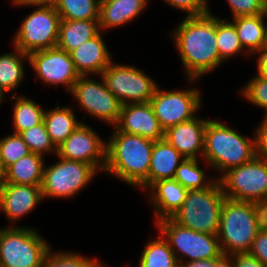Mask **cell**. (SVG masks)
Returning <instances> with one entry per match:
<instances>
[{
	"instance_id": "17",
	"label": "cell",
	"mask_w": 267,
	"mask_h": 267,
	"mask_svg": "<svg viewBox=\"0 0 267 267\" xmlns=\"http://www.w3.org/2000/svg\"><path fill=\"white\" fill-rule=\"evenodd\" d=\"M43 201L41 186L18 185L13 183L0 184V209L15 223L31 213Z\"/></svg>"
},
{
	"instance_id": "7",
	"label": "cell",
	"mask_w": 267,
	"mask_h": 267,
	"mask_svg": "<svg viewBox=\"0 0 267 267\" xmlns=\"http://www.w3.org/2000/svg\"><path fill=\"white\" fill-rule=\"evenodd\" d=\"M168 242L178 263L211 258H228L223 255L217 235L194 231L176 223L172 218L155 222V228Z\"/></svg>"
},
{
	"instance_id": "42",
	"label": "cell",
	"mask_w": 267,
	"mask_h": 267,
	"mask_svg": "<svg viewBox=\"0 0 267 267\" xmlns=\"http://www.w3.org/2000/svg\"><path fill=\"white\" fill-rule=\"evenodd\" d=\"M228 258H211L205 260H193L180 263V267H222Z\"/></svg>"
},
{
	"instance_id": "35",
	"label": "cell",
	"mask_w": 267,
	"mask_h": 267,
	"mask_svg": "<svg viewBox=\"0 0 267 267\" xmlns=\"http://www.w3.org/2000/svg\"><path fill=\"white\" fill-rule=\"evenodd\" d=\"M239 92L246 101L264 109L263 117L267 118V77L255 74Z\"/></svg>"
},
{
	"instance_id": "43",
	"label": "cell",
	"mask_w": 267,
	"mask_h": 267,
	"mask_svg": "<svg viewBox=\"0 0 267 267\" xmlns=\"http://www.w3.org/2000/svg\"><path fill=\"white\" fill-rule=\"evenodd\" d=\"M257 58V74L267 77V45H264L260 50L255 52L253 56Z\"/></svg>"
},
{
	"instance_id": "23",
	"label": "cell",
	"mask_w": 267,
	"mask_h": 267,
	"mask_svg": "<svg viewBox=\"0 0 267 267\" xmlns=\"http://www.w3.org/2000/svg\"><path fill=\"white\" fill-rule=\"evenodd\" d=\"M265 18H267V14L236 17L231 20L237 31L240 43L249 56L266 45L267 23Z\"/></svg>"
},
{
	"instance_id": "32",
	"label": "cell",
	"mask_w": 267,
	"mask_h": 267,
	"mask_svg": "<svg viewBox=\"0 0 267 267\" xmlns=\"http://www.w3.org/2000/svg\"><path fill=\"white\" fill-rule=\"evenodd\" d=\"M61 20H98L100 0H57Z\"/></svg>"
},
{
	"instance_id": "33",
	"label": "cell",
	"mask_w": 267,
	"mask_h": 267,
	"mask_svg": "<svg viewBox=\"0 0 267 267\" xmlns=\"http://www.w3.org/2000/svg\"><path fill=\"white\" fill-rule=\"evenodd\" d=\"M42 267H104V264L97 258H88L78 252H53L50 248L43 259Z\"/></svg>"
},
{
	"instance_id": "37",
	"label": "cell",
	"mask_w": 267,
	"mask_h": 267,
	"mask_svg": "<svg viewBox=\"0 0 267 267\" xmlns=\"http://www.w3.org/2000/svg\"><path fill=\"white\" fill-rule=\"evenodd\" d=\"M232 18L267 14V0H226Z\"/></svg>"
},
{
	"instance_id": "30",
	"label": "cell",
	"mask_w": 267,
	"mask_h": 267,
	"mask_svg": "<svg viewBox=\"0 0 267 267\" xmlns=\"http://www.w3.org/2000/svg\"><path fill=\"white\" fill-rule=\"evenodd\" d=\"M216 39L220 61L225 63L237 55H249L242 47L233 23L216 17ZM244 52V53H243Z\"/></svg>"
},
{
	"instance_id": "19",
	"label": "cell",
	"mask_w": 267,
	"mask_h": 267,
	"mask_svg": "<svg viewBox=\"0 0 267 267\" xmlns=\"http://www.w3.org/2000/svg\"><path fill=\"white\" fill-rule=\"evenodd\" d=\"M102 33L104 32L100 31L70 52L75 69L80 76H100L113 60Z\"/></svg>"
},
{
	"instance_id": "36",
	"label": "cell",
	"mask_w": 267,
	"mask_h": 267,
	"mask_svg": "<svg viewBox=\"0 0 267 267\" xmlns=\"http://www.w3.org/2000/svg\"><path fill=\"white\" fill-rule=\"evenodd\" d=\"M0 153L5 169L30 153L19 134L12 133L0 138Z\"/></svg>"
},
{
	"instance_id": "48",
	"label": "cell",
	"mask_w": 267,
	"mask_h": 267,
	"mask_svg": "<svg viewBox=\"0 0 267 267\" xmlns=\"http://www.w3.org/2000/svg\"><path fill=\"white\" fill-rule=\"evenodd\" d=\"M264 207H265V217H266V224H267V203Z\"/></svg>"
},
{
	"instance_id": "24",
	"label": "cell",
	"mask_w": 267,
	"mask_h": 267,
	"mask_svg": "<svg viewBox=\"0 0 267 267\" xmlns=\"http://www.w3.org/2000/svg\"><path fill=\"white\" fill-rule=\"evenodd\" d=\"M44 160V156L30 152L6 169L2 183L41 186Z\"/></svg>"
},
{
	"instance_id": "16",
	"label": "cell",
	"mask_w": 267,
	"mask_h": 267,
	"mask_svg": "<svg viewBox=\"0 0 267 267\" xmlns=\"http://www.w3.org/2000/svg\"><path fill=\"white\" fill-rule=\"evenodd\" d=\"M115 127L120 132L139 135L154 141L164 139V130L150 102L122 105L120 118Z\"/></svg>"
},
{
	"instance_id": "38",
	"label": "cell",
	"mask_w": 267,
	"mask_h": 267,
	"mask_svg": "<svg viewBox=\"0 0 267 267\" xmlns=\"http://www.w3.org/2000/svg\"><path fill=\"white\" fill-rule=\"evenodd\" d=\"M170 7L185 12L187 17L204 15L210 11L207 0H164Z\"/></svg>"
},
{
	"instance_id": "10",
	"label": "cell",
	"mask_w": 267,
	"mask_h": 267,
	"mask_svg": "<svg viewBox=\"0 0 267 267\" xmlns=\"http://www.w3.org/2000/svg\"><path fill=\"white\" fill-rule=\"evenodd\" d=\"M34 7V11L22 20L11 40L13 47L26 54L56 47L58 42L61 18L55 6Z\"/></svg>"
},
{
	"instance_id": "1",
	"label": "cell",
	"mask_w": 267,
	"mask_h": 267,
	"mask_svg": "<svg viewBox=\"0 0 267 267\" xmlns=\"http://www.w3.org/2000/svg\"><path fill=\"white\" fill-rule=\"evenodd\" d=\"M211 13L185 15L170 34L181 58L186 80L191 84L223 64L216 42V16Z\"/></svg>"
},
{
	"instance_id": "47",
	"label": "cell",
	"mask_w": 267,
	"mask_h": 267,
	"mask_svg": "<svg viewBox=\"0 0 267 267\" xmlns=\"http://www.w3.org/2000/svg\"><path fill=\"white\" fill-rule=\"evenodd\" d=\"M222 267H234L233 264L228 260Z\"/></svg>"
},
{
	"instance_id": "8",
	"label": "cell",
	"mask_w": 267,
	"mask_h": 267,
	"mask_svg": "<svg viewBox=\"0 0 267 267\" xmlns=\"http://www.w3.org/2000/svg\"><path fill=\"white\" fill-rule=\"evenodd\" d=\"M226 198L236 201L267 203V162L254 157L217 177Z\"/></svg>"
},
{
	"instance_id": "26",
	"label": "cell",
	"mask_w": 267,
	"mask_h": 267,
	"mask_svg": "<svg viewBox=\"0 0 267 267\" xmlns=\"http://www.w3.org/2000/svg\"><path fill=\"white\" fill-rule=\"evenodd\" d=\"M99 32L98 20H61L56 46L70 53Z\"/></svg>"
},
{
	"instance_id": "14",
	"label": "cell",
	"mask_w": 267,
	"mask_h": 267,
	"mask_svg": "<svg viewBox=\"0 0 267 267\" xmlns=\"http://www.w3.org/2000/svg\"><path fill=\"white\" fill-rule=\"evenodd\" d=\"M29 65L34 70L36 78L44 84L66 87L69 93L74 83L80 77L76 71L70 53L59 47L39 50L28 54Z\"/></svg>"
},
{
	"instance_id": "28",
	"label": "cell",
	"mask_w": 267,
	"mask_h": 267,
	"mask_svg": "<svg viewBox=\"0 0 267 267\" xmlns=\"http://www.w3.org/2000/svg\"><path fill=\"white\" fill-rule=\"evenodd\" d=\"M13 103L12 126L15 134L30 129L43 121L45 109L36 101L24 95H9Z\"/></svg>"
},
{
	"instance_id": "39",
	"label": "cell",
	"mask_w": 267,
	"mask_h": 267,
	"mask_svg": "<svg viewBox=\"0 0 267 267\" xmlns=\"http://www.w3.org/2000/svg\"><path fill=\"white\" fill-rule=\"evenodd\" d=\"M249 253L256 257L265 267H267V224L258 231Z\"/></svg>"
},
{
	"instance_id": "31",
	"label": "cell",
	"mask_w": 267,
	"mask_h": 267,
	"mask_svg": "<svg viewBox=\"0 0 267 267\" xmlns=\"http://www.w3.org/2000/svg\"><path fill=\"white\" fill-rule=\"evenodd\" d=\"M199 165V159L185 158L176 169L174 179L186 189H205L216 179L206 174Z\"/></svg>"
},
{
	"instance_id": "40",
	"label": "cell",
	"mask_w": 267,
	"mask_h": 267,
	"mask_svg": "<svg viewBox=\"0 0 267 267\" xmlns=\"http://www.w3.org/2000/svg\"><path fill=\"white\" fill-rule=\"evenodd\" d=\"M255 129V156L267 162V118L263 117Z\"/></svg>"
},
{
	"instance_id": "13",
	"label": "cell",
	"mask_w": 267,
	"mask_h": 267,
	"mask_svg": "<svg viewBox=\"0 0 267 267\" xmlns=\"http://www.w3.org/2000/svg\"><path fill=\"white\" fill-rule=\"evenodd\" d=\"M200 89L164 90L156 88L150 103L161 128H167L196 117L202 103Z\"/></svg>"
},
{
	"instance_id": "4",
	"label": "cell",
	"mask_w": 267,
	"mask_h": 267,
	"mask_svg": "<svg viewBox=\"0 0 267 267\" xmlns=\"http://www.w3.org/2000/svg\"><path fill=\"white\" fill-rule=\"evenodd\" d=\"M255 157V139L221 121L209 119L204 132L203 163L221 175Z\"/></svg>"
},
{
	"instance_id": "44",
	"label": "cell",
	"mask_w": 267,
	"mask_h": 267,
	"mask_svg": "<svg viewBox=\"0 0 267 267\" xmlns=\"http://www.w3.org/2000/svg\"><path fill=\"white\" fill-rule=\"evenodd\" d=\"M12 4L16 6H54L57 2V0H12Z\"/></svg>"
},
{
	"instance_id": "20",
	"label": "cell",
	"mask_w": 267,
	"mask_h": 267,
	"mask_svg": "<svg viewBox=\"0 0 267 267\" xmlns=\"http://www.w3.org/2000/svg\"><path fill=\"white\" fill-rule=\"evenodd\" d=\"M145 191L154 210V222H157L171 218L183 205L189 190L170 178L152 183Z\"/></svg>"
},
{
	"instance_id": "12",
	"label": "cell",
	"mask_w": 267,
	"mask_h": 267,
	"mask_svg": "<svg viewBox=\"0 0 267 267\" xmlns=\"http://www.w3.org/2000/svg\"><path fill=\"white\" fill-rule=\"evenodd\" d=\"M80 76L69 92L78 103V107L88 116L104 121L105 124L115 126L120 118L122 104L116 96L107 89L103 80Z\"/></svg>"
},
{
	"instance_id": "3",
	"label": "cell",
	"mask_w": 267,
	"mask_h": 267,
	"mask_svg": "<svg viewBox=\"0 0 267 267\" xmlns=\"http://www.w3.org/2000/svg\"><path fill=\"white\" fill-rule=\"evenodd\" d=\"M265 223L264 206L225 198L217 234L223 255L230 257L249 252L255 236Z\"/></svg>"
},
{
	"instance_id": "11",
	"label": "cell",
	"mask_w": 267,
	"mask_h": 267,
	"mask_svg": "<svg viewBox=\"0 0 267 267\" xmlns=\"http://www.w3.org/2000/svg\"><path fill=\"white\" fill-rule=\"evenodd\" d=\"M99 77L122 105L150 102L158 87V83L141 69L113 60Z\"/></svg>"
},
{
	"instance_id": "27",
	"label": "cell",
	"mask_w": 267,
	"mask_h": 267,
	"mask_svg": "<svg viewBox=\"0 0 267 267\" xmlns=\"http://www.w3.org/2000/svg\"><path fill=\"white\" fill-rule=\"evenodd\" d=\"M24 61H29L28 54L14 47L13 52L0 54V89L5 94L14 95L25 78Z\"/></svg>"
},
{
	"instance_id": "34",
	"label": "cell",
	"mask_w": 267,
	"mask_h": 267,
	"mask_svg": "<svg viewBox=\"0 0 267 267\" xmlns=\"http://www.w3.org/2000/svg\"><path fill=\"white\" fill-rule=\"evenodd\" d=\"M19 135L27 144L30 152L40 154L42 156H44L45 153H49V155L51 153L57 155V148L51 142L43 121L40 124L21 132Z\"/></svg>"
},
{
	"instance_id": "9",
	"label": "cell",
	"mask_w": 267,
	"mask_h": 267,
	"mask_svg": "<svg viewBox=\"0 0 267 267\" xmlns=\"http://www.w3.org/2000/svg\"><path fill=\"white\" fill-rule=\"evenodd\" d=\"M59 161L44 165L41 190L43 200L73 198L99 173L91 164L56 156Z\"/></svg>"
},
{
	"instance_id": "41",
	"label": "cell",
	"mask_w": 267,
	"mask_h": 267,
	"mask_svg": "<svg viewBox=\"0 0 267 267\" xmlns=\"http://www.w3.org/2000/svg\"><path fill=\"white\" fill-rule=\"evenodd\" d=\"M234 267H265L249 252L236 253L228 257Z\"/></svg>"
},
{
	"instance_id": "22",
	"label": "cell",
	"mask_w": 267,
	"mask_h": 267,
	"mask_svg": "<svg viewBox=\"0 0 267 267\" xmlns=\"http://www.w3.org/2000/svg\"><path fill=\"white\" fill-rule=\"evenodd\" d=\"M184 159L185 157L165 139L154 141L148 173V187L156 181L174 178L176 169Z\"/></svg>"
},
{
	"instance_id": "29",
	"label": "cell",
	"mask_w": 267,
	"mask_h": 267,
	"mask_svg": "<svg viewBox=\"0 0 267 267\" xmlns=\"http://www.w3.org/2000/svg\"><path fill=\"white\" fill-rule=\"evenodd\" d=\"M139 267H180V265L168 242L159 233V237L152 238L146 243L139 260Z\"/></svg>"
},
{
	"instance_id": "2",
	"label": "cell",
	"mask_w": 267,
	"mask_h": 267,
	"mask_svg": "<svg viewBox=\"0 0 267 267\" xmlns=\"http://www.w3.org/2000/svg\"><path fill=\"white\" fill-rule=\"evenodd\" d=\"M106 147L103 172L124 181L129 186L146 190L154 140L120 132L115 126Z\"/></svg>"
},
{
	"instance_id": "6",
	"label": "cell",
	"mask_w": 267,
	"mask_h": 267,
	"mask_svg": "<svg viewBox=\"0 0 267 267\" xmlns=\"http://www.w3.org/2000/svg\"><path fill=\"white\" fill-rule=\"evenodd\" d=\"M37 229L27 226L0 228V259L2 267H42L52 247Z\"/></svg>"
},
{
	"instance_id": "21",
	"label": "cell",
	"mask_w": 267,
	"mask_h": 267,
	"mask_svg": "<svg viewBox=\"0 0 267 267\" xmlns=\"http://www.w3.org/2000/svg\"><path fill=\"white\" fill-rule=\"evenodd\" d=\"M149 0H100L99 28L106 32L134 21L148 6Z\"/></svg>"
},
{
	"instance_id": "46",
	"label": "cell",
	"mask_w": 267,
	"mask_h": 267,
	"mask_svg": "<svg viewBox=\"0 0 267 267\" xmlns=\"http://www.w3.org/2000/svg\"><path fill=\"white\" fill-rule=\"evenodd\" d=\"M6 94L0 89V105L5 101Z\"/></svg>"
},
{
	"instance_id": "45",
	"label": "cell",
	"mask_w": 267,
	"mask_h": 267,
	"mask_svg": "<svg viewBox=\"0 0 267 267\" xmlns=\"http://www.w3.org/2000/svg\"><path fill=\"white\" fill-rule=\"evenodd\" d=\"M6 174V169L2 161L1 153H0V184L4 181Z\"/></svg>"
},
{
	"instance_id": "18",
	"label": "cell",
	"mask_w": 267,
	"mask_h": 267,
	"mask_svg": "<svg viewBox=\"0 0 267 267\" xmlns=\"http://www.w3.org/2000/svg\"><path fill=\"white\" fill-rule=\"evenodd\" d=\"M209 119H193L171 126L164 131V139L183 157L199 159L203 157L204 132Z\"/></svg>"
},
{
	"instance_id": "25",
	"label": "cell",
	"mask_w": 267,
	"mask_h": 267,
	"mask_svg": "<svg viewBox=\"0 0 267 267\" xmlns=\"http://www.w3.org/2000/svg\"><path fill=\"white\" fill-rule=\"evenodd\" d=\"M71 106H57L44 112L43 122L51 142L57 148L83 121L78 120Z\"/></svg>"
},
{
	"instance_id": "5",
	"label": "cell",
	"mask_w": 267,
	"mask_h": 267,
	"mask_svg": "<svg viewBox=\"0 0 267 267\" xmlns=\"http://www.w3.org/2000/svg\"><path fill=\"white\" fill-rule=\"evenodd\" d=\"M225 198L217 178L205 189H190L183 205L171 218L194 231L217 235Z\"/></svg>"
},
{
	"instance_id": "15",
	"label": "cell",
	"mask_w": 267,
	"mask_h": 267,
	"mask_svg": "<svg viewBox=\"0 0 267 267\" xmlns=\"http://www.w3.org/2000/svg\"><path fill=\"white\" fill-rule=\"evenodd\" d=\"M106 147L107 141L103 140L91 126L82 122L57 147V156L91 164L98 172H103L106 166Z\"/></svg>"
}]
</instances>
